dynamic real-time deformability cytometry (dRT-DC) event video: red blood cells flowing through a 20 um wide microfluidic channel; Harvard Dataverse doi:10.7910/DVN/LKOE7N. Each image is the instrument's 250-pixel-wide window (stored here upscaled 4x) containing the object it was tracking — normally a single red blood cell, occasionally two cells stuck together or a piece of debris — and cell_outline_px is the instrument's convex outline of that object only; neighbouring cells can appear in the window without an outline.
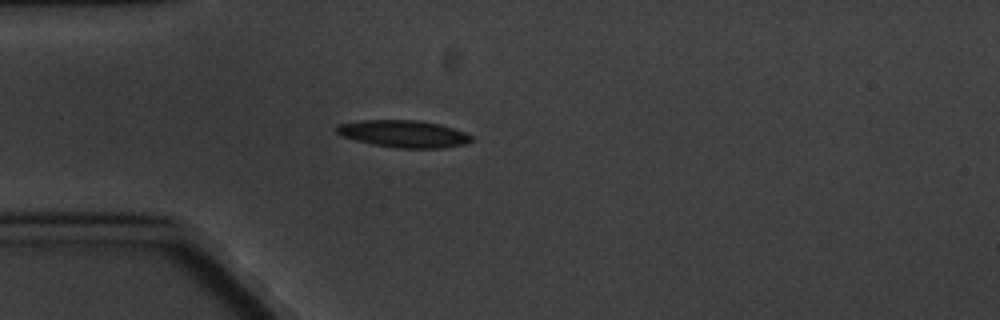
{"species": "common noctule bat (a hibernating species)", "species_latin": "Nyctalus noctula", "temperature_condition": "cold", "stored_images_in_passage": 9, "camera_frame_rate_fps": 3000, "um_per_image_px": 0.085, "animal": {"sex": "male", "body_mass_g": 20.1, "forearm_length_mm": 53.5}, "frame": {"image": 1, "passage_image": 4, "time_ms": 3.667, "image_size_px": [1000, 320], "cell_outline_px": [[472, 140], [464, 144], [444, 148], [396, 148], [372, 144], [356, 140], [344, 136], [336, 132], [336, 124], [364, 120], [416, 120], [440, 124], [464, 132], [472, 136]], "centroid_in_image_um": [34.3, 11.37], "position_along_channel_um": 50.7, "area_um2": 21.21}}